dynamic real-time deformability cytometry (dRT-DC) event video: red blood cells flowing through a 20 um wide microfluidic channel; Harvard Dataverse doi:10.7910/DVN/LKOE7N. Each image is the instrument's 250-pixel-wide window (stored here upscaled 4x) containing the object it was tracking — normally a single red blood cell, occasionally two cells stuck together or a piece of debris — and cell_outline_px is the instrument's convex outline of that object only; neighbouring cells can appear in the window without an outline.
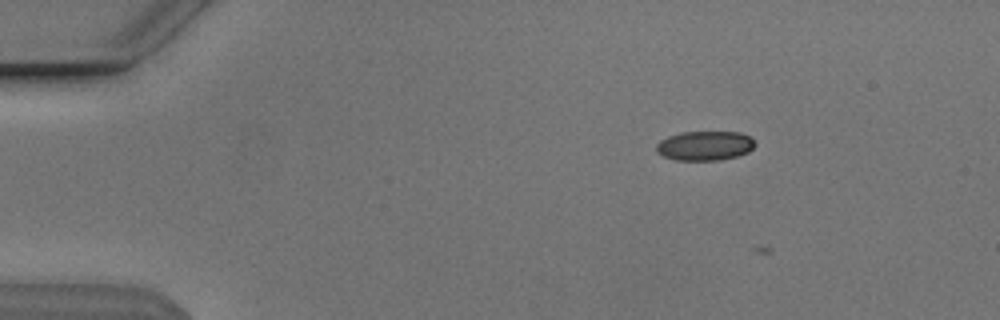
{"species": "Egyptian fruit bat (a non-hibernating species)", "species_latin": "Rousettus aegyptiacus", "temperature_condition": "cold", "stored_images_in_passage": 10, "camera_frame_rate_fps": 3000, "um_per_image_px": 0.085, "animal": {"sex": "male"}, "frame": {"image": 1, "passage_image": 4, "time_ms": 1.0, "image_size_px": [1000, 320], "cell_outline_px": [[756, 144], [748, 152], [736, 156], [720, 160], [676, 160], [664, 156], [656, 152], [656, 144], [660, 140], [668, 136], [680, 132], [740, 132], [752, 136]], "centroid_in_image_um": [59.92, 12.38], "position_along_channel_um": 25.1, "area_um2": 17.05}}